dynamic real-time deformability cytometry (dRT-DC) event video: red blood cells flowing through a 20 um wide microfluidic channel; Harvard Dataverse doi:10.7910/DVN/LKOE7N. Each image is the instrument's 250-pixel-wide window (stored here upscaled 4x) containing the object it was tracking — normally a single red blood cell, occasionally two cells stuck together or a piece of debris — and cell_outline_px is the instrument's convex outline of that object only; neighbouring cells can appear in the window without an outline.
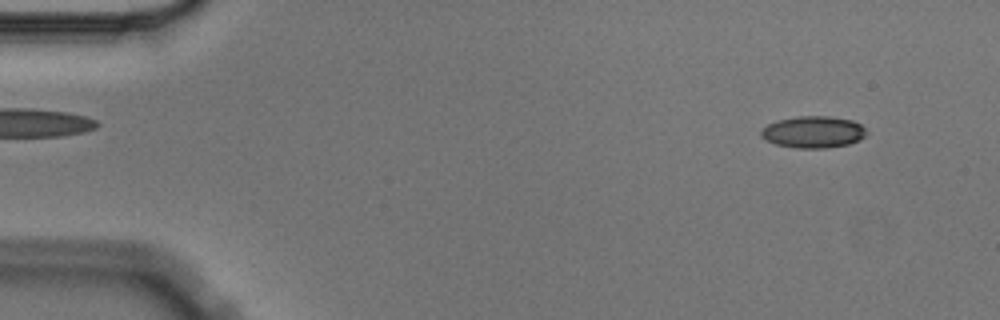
{"species": "Egyptian fruit bat (a non-hibernating species)", "species_latin": "Rousettus aegyptiacus", "temperature_condition": "cold", "stored_images_in_passage": 3, "camera_frame_rate_fps": 3000, "um_per_image_px": 0.085, "animal": {"sex": "male"}, "frame": {"image": 1, "passage_image": 1, "time_ms": 0.0, "image_size_px": [1000, 320], "cell_outline_px": [[864, 136], [860, 140], [848, 144], [824, 148], [796, 148], [776, 144], [760, 136], [760, 128], [776, 120], [796, 116], [832, 116], [852, 120], [860, 124], [864, 128]], "centroid_in_image_um": [69.08, 11.21], "position_along_channel_um": 15.9, "area_um2": 19.54}}
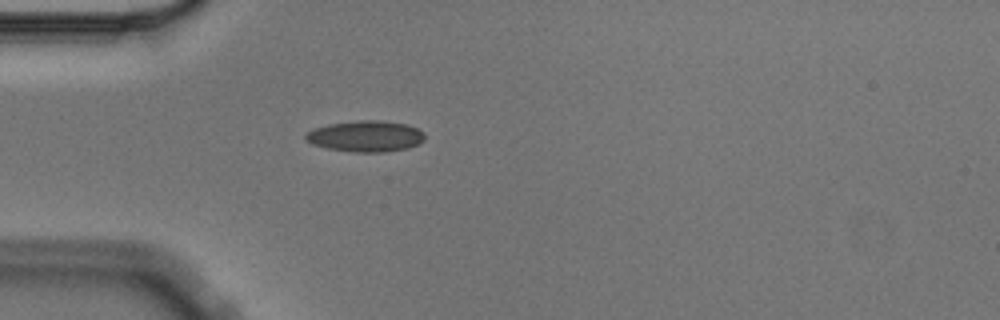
{"frame": {"image": 2, "passage_image": 3, "time_ms": 0.667, "image_size_px": [1000, 320], "cell_outline_px": [[424, 140], [408, 148], [384, 152], [352, 152], [328, 148], [312, 144], [304, 140], [304, 136], [308, 132], [316, 128], [328, 124], [360, 120], [380, 120], [408, 124], [424, 132]], "centroid_in_image_um": [31.08, 11.58], "position_along_channel_um": 53.9, "area_um2": 21.56}}